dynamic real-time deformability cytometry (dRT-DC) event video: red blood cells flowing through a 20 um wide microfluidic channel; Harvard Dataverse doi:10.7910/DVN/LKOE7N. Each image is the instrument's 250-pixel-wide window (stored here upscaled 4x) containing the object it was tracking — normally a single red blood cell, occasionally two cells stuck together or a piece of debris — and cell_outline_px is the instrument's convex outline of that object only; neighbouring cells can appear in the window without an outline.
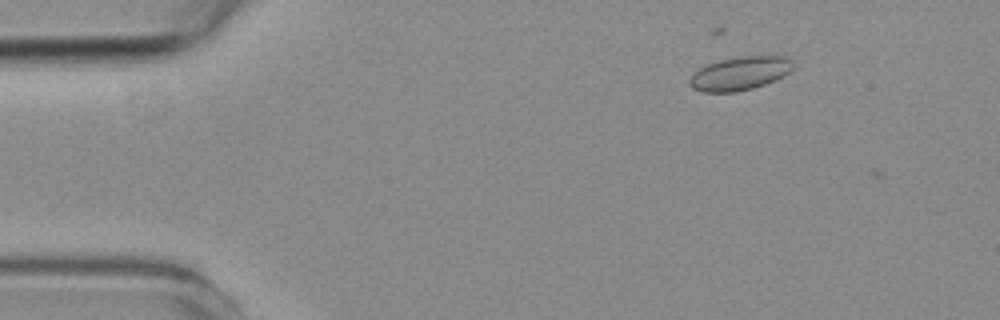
{"species": "common noctule bat (a hibernating species)", "species_latin": "Nyctalus noctula", "temperature_condition": "room temperature", "stored_images_in_passage": 3, "camera_frame_rate_fps": 3000, "um_per_image_px": 0.085, "animal": {"sex": "female", "body_mass_g": 19.3, "forearm_length_mm": 54.1}, "frame": {"image": 1, "passage_image": 1, "time_ms": 0.0, "image_size_px": [1000, 320], "cell_outline_px": [[792, 68], [784, 76], [776, 80], [752, 88], [736, 92], [700, 92], [692, 88], [688, 84], [688, 80], [692, 72], [708, 64], [720, 60], [744, 56], [776, 52], [788, 56], [792, 60]], "centroid_in_image_um": [62.93, 6.2], "position_along_channel_um": 22.1, "area_um2": 20.92}}